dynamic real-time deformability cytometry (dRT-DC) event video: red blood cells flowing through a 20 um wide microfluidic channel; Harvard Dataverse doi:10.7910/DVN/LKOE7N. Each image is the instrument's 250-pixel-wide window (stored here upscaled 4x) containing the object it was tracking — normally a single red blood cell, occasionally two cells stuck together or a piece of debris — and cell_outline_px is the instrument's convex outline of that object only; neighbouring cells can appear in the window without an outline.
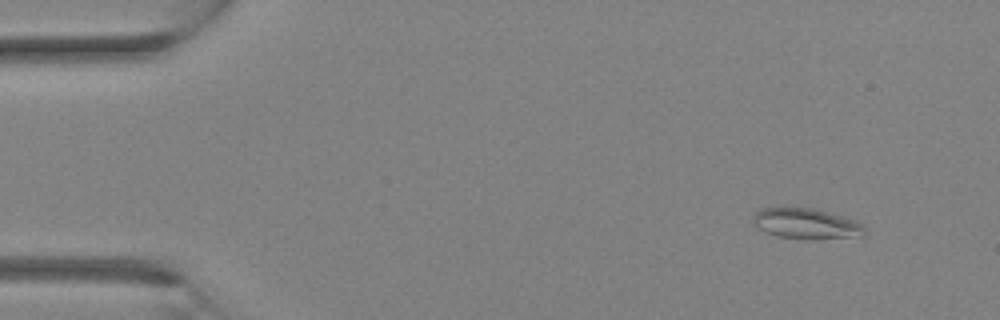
{"species": "Egyptian fruit bat (a non-hibernating species)", "species_latin": "Rousettus aegyptiacus", "temperature_condition": "room temperature", "stored_images_in_passage": 31, "camera_frame_rate_fps": 3000, "um_per_image_px": 0.085, "animal": {"sex": "female"}, "frame": {"image": 1, "passage_image": 1, "time_ms": 0.0, "image_size_px": [1000, 320], "cell_outline_px": [[864, 236], [812, 240], [800, 240], [776, 236], [764, 232], [756, 228], [752, 224], [752, 216], [760, 208], [816, 208], [852, 220], [860, 224], [864, 228]], "centroid_in_image_um": [68.45, 19.04], "position_along_channel_um": 16.6, "area_um2": 20.17}}
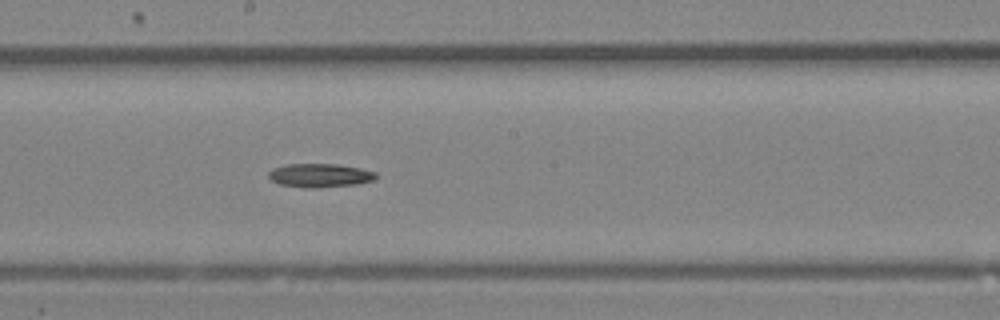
{"frame": {"image": 2, "passage_image": 16, "time_ms": 5.0, "image_size_px": [1000, 320], "cell_outline_px": [[376, 180], [356, 184], [316, 188], [312, 188], [280, 184], [272, 180], [268, 176], [268, 172], [272, 168], [284, 164], [336, 164], [360, 168], [376, 172]], "centroid_in_image_um": [27.19, 14.9], "position_along_channel_um": 221.0, "area_um2": 14.8}}
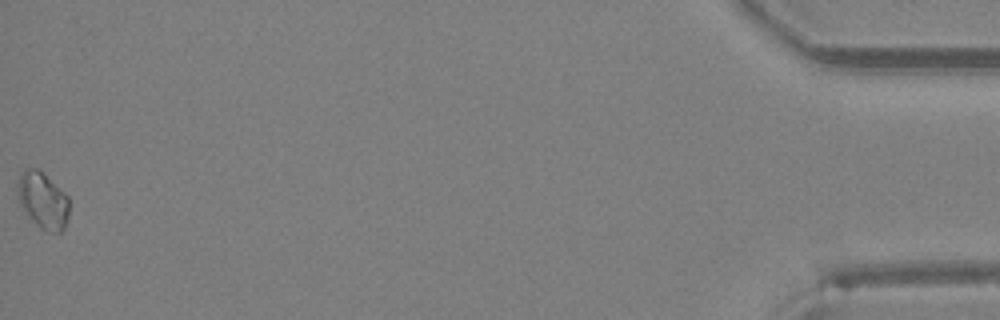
{"frame": {"image": 3, "passage_image": 31, "time_ms": 10.0, "image_size_px": [1000, 320], "cell_outline_px": [[68, 220], [64, 228], [60, 232], [48, 232], [40, 228], [28, 216], [20, 204], [16, 192], [16, 184], [20, 172], [24, 168], [36, 168], [64, 192], [68, 196]], "centroid_in_image_um": [3.61, 17.03], "position_along_channel_um": 431.6, "area_um2": 16.99}}